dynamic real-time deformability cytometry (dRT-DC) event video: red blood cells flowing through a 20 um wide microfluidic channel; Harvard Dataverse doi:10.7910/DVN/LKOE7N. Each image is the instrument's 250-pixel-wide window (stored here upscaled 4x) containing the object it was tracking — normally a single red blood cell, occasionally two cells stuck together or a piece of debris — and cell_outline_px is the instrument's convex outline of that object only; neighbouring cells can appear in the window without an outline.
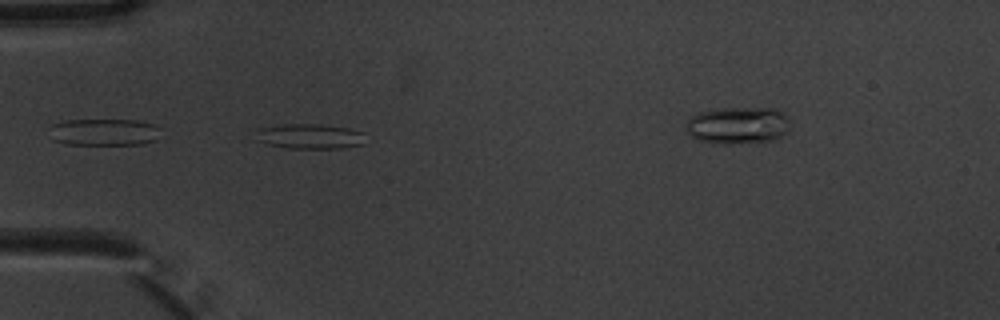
{"species": "common noctule bat (a hibernating species)", "species_latin": "Nyctalus noctula", "temperature_condition": "warm", "stored_images_in_passage": 5, "segment_of_instrument_passage": [1, 2], "camera_frame_rate_fps": 3000, "um_per_image_px": 0.085, "animal": {"sex": "male", "body_mass_g": 20.1, "forearm_length_mm": 53.5}, "frame": {"image": 1, "passage_image": 4, "time_ms": 1.0, "image_size_px": [1000, 320], "cell_outline_px": [[364, 144], [340, 148], [288, 148], [268, 144], [260, 140], [256, 128], [284, 124], [320, 124], [348, 128], [364, 132]], "centroid_in_image_um": [26.38, 11.58], "position_along_channel_um": 58.6, "area_um2": 15.84}}